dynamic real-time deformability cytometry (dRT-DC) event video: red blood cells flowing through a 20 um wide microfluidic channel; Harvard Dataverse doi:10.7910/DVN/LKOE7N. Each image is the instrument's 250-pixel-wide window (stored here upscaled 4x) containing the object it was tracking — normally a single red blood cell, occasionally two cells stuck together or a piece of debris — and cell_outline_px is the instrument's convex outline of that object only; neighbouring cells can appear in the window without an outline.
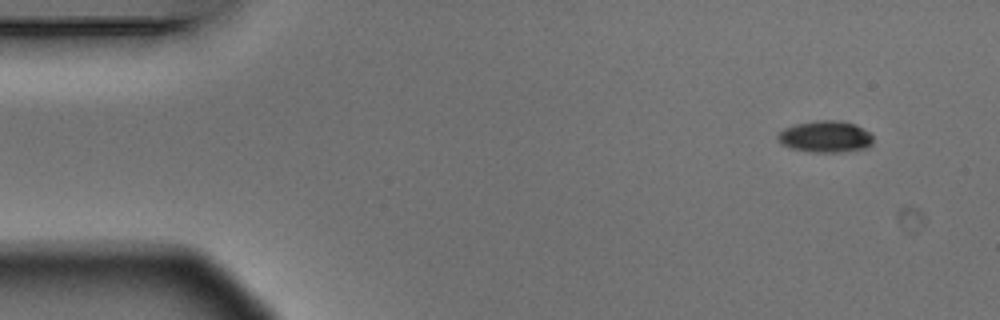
{"species": "Egyptian fruit bat (a non-hibernating species)", "species_latin": "Rousettus aegyptiacus", "temperature_condition": "warm", "stored_images_in_passage": 4, "camera_frame_rate_fps": 3000, "um_per_image_px": 0.085, "animal": {"sex": "male"}, "frame": {"image": 1, "passage_image": 1, "time_ms": 0.0, "image_size_px": [1000, 320], "cell_outline_px": [[872, 144], [868, 148], [836, 152], [808, 152], [792, 148], [780, 144], [776, 140], [776, 136], [784, 128], [796, 124], [824, 120], [840, 120], [856, 124], [868, 132], [872, 136]], "centroid_in_image_um": [70.14, 11.62], "position_along_channel_um": 14.9, "area_um2": 17.57}}